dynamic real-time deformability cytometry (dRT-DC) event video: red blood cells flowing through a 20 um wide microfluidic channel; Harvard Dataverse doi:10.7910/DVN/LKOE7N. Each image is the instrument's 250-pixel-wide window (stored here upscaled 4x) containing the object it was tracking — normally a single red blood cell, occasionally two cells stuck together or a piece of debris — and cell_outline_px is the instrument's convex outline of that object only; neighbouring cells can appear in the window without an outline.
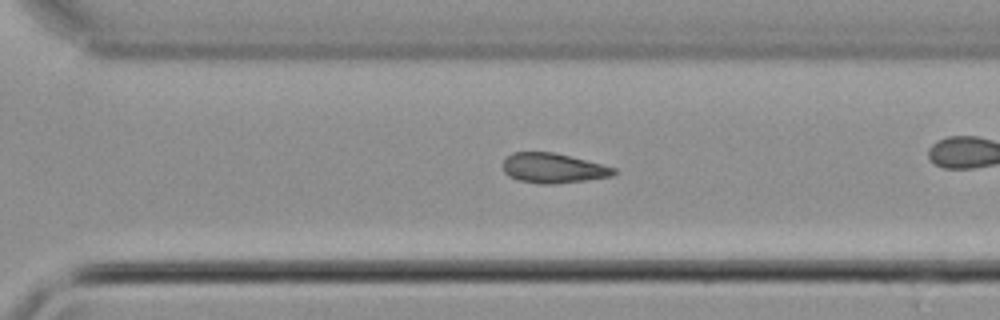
{"species": "common noctule bat (a hibernating species)", "species_latin": "Nyctalus noctula", "temperature_condition": "cold", "stored_images_in_passage": 35, "camera_frame_rate_fps": 3000, "um_per_image_px": 0.085, "animal": {"sex": "male", "body_mass_g": 21.5, "forearm_length_mm": 52.0}, "frame": {"image": 1, "passage_image": 30, "time_ms": 9.667, "image_size_px": [1000, 320], "cell_outline_px": [[616, 172], [612, 176], [556, 184], [540, 184], [516, 180], [508, 176], [504, 172], [504, 160], [512, 152], [552, 152], [616, 168]], "centroid_in_image_um": [46.97, 14.3], "position_along_channel_um": 323.6, "area_um2": 19.07}}